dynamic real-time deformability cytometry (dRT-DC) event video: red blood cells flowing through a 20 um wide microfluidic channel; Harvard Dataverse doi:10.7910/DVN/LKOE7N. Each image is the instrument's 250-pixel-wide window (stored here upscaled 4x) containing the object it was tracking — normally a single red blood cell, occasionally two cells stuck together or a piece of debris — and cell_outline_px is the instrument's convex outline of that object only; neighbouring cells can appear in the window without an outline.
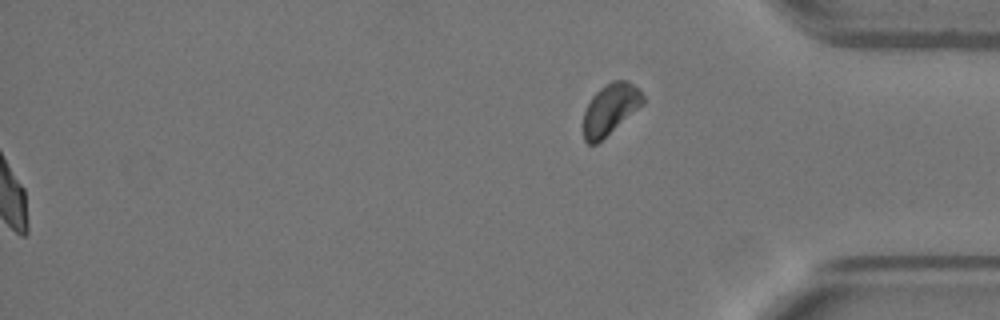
{"species": "Egyptian fruit bat (a non-hibernating species)", "species_latin": "Rousettus aegyptiacus", "temperature_condition": "warm", "stored_images_in_passage": 50, "segment_of_instrument_passage": [2, 2], "camera_frame_rate_fps": 3000, "um_per_image_px": 0.085, "animal": {"sex": "female"}, "frame": {"image": 1, "passage_image": 50, "time_ms": 16.333, "image_size_px": [1000, 320], "cell_outline_px": [[644, 104], [596, 144], [588, 144], [584, 140], [584, 112], [592, 96], [600, 88], [612, 80], [628, 80], [640, 88], [644, 96]], "centroid_in_image_um": [51.9, 9.25], "position_along_channel_um": 383.3, "area_um2": 17.63}}